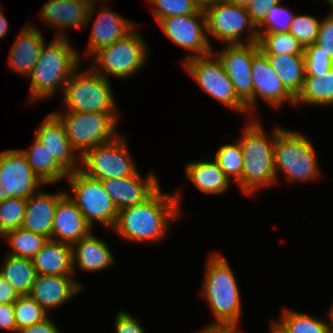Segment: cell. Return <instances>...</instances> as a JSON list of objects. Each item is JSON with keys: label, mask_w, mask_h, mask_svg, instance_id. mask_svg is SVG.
<instances>
[{"label": "cell", "mask_w": 333, "mask_h": 333, "mask_svg": "<svg viewBox=\"0 0 333 333\" xmlns=\"http://www.w3.org/2000/svg\"><path fill=\"white\" fill-rule=\"evenodd\" d=\"M311 141L297 131L277 126L274 141V166L290 182L313 181L320 177L317 155Z\"/></svg>", "instance_id": "cell-5"}, {"label": "cell", "mask_w": 333, "mask_h": 333, "mask_svg": "<svg viewBox=\"0 0 333 333\" xmlns=\"http://www.w3.org/2000/svg\"><path fill=\"white\" fill-rule=\"evenodd\" d=\"M17 333H61L49 316L41 322L18 330Z\"/></svg>", "instance_id": "cell-46"}, {"label": "cell", "mask_w": 333, "mask_h": 333, "mask_svg": "<svg viewBox=\"0 0 333 333\" xmlns=\"http://www.w3.org/2000/svg\"><path fill=\"white\" fill-rule=\"evenodd\" d=\"M329 5L330 7L332 8L331 10V14H333V0H325Z\"/></svg>", "instance_id": "cell-54"}, {"label": "cell", "mask_w": 333, "mask_h": 333, "mask_svg": "<svg viewBox=\"0 0 333 333\" xmlns=\"http://www.w3.org/2000/svg\"><path fill=\"white\" fill-rule=\"evenodd\" d=\"M83 1L88 2L90 5H93V4H95L96 2H98L97 0H83Z\"/></svg>", "instance_id": "cell-55"}, {"label": "cell", "mask_w": 333, "mask_h": 333, "mask_svg": "<svg viewBox=\"0 0 333 333\" xmlns=\"http://www.w3.org/2000/svg\"><path fill=\"white\" fill-rule=\"evenodd\" d=\"M278 321L272 323L282 333H328L327 321L314 316L285 309Z\"/></svg>", "instance_id": "cell-32"}, {"label": "cell", "mask_w": 333, "mask_h": 333, "mask_svg": "<svg viewBox=\"0 0 333 333\" xmlns=\"http://www.w3.org/2000/svg\"><path fill=\"white\" fill-rule=\"evenodd\" d=\"M160 28L176 45L192 51L185 60L205 56L213 52L207 36L206 16L204 10L199 9L191 15L171 16L158 22ZM194 53V54H193Z\"/></svg>", "instance_id": "cell-14"}, {"label": "cell", "mask_w": 333, "mask_h": 333, "mask_svg": "<svg viewBox=\"0 0 333 333\" xmlns=\"http://www.w3.org/2000/svg\"><path fill=\"white\" fill-rule=\"evenodd\" d=\"M258 119L253 116L243 129V135L238 138L244 159L242 191L246 195H252L258 189L275 184L278 178L274 166L277 128H274L271 137L268 138Z\"/></svg>", "instance_id": "cell-3"}, {"label": "cell", "mask_w": 333, "mask_h": 333, "mask_svg": "<svg viewBox=\"0 0 333 333\" xmlns=\"http://www.w3.org/2000/svg\"><path fill=\"white\" fill-rule=\"evenodd\" d=\"M185 171L187 178L205 194H224L232 183L213 159L192 161Z\"/></svg>", "instance_id": "cell-27"}, {"label": "cell", "mask_w": 333, "mask_h": 333, "mask_svg": "<svg viewBox=\"0 0 333 333\" xmlns=\"http://www.w3.org/2000/svg\"><path fill=\"white\" fill-rule=\"evenodd\" d=\"M54 114L63 123L71 146L80 157L119 135L116 133L119 113L64 111Z\"/></svg>", "instance_id": "cell-7"}, {"label": "cell", "mask_w": 333, "mask_h": 333, "mask_svg": "<svg viewBox=\"0 0 333 333\" xmlns=\"http://www.w3.org/2000/svg\"><path fill=\"white\" fill-rule=\"evenodd\" d=\"M198 333H243L238 325H210L203 327Z\"/></svg>", "instance_id": "cell-48"}, {"label": "cell", "mask_w": 333, "mask_h": 333, "mask_svg": "<svg viewBox=\"0 0 333 333\" xmlns=\"http://www.w3.org/2000/svg\"><path fill=\"white\" fill-rule=\"evenodd\" d=\"M95 6L83 0H48L38 16L53 29H58L54 37L66 38V28L81 29L93 21Z\"/></svg>", "instance_id": "cell-16"}, {"label": "cell", "mask_w": 333, "mask_h": 333, "mask_svg": "<svg viewBox=\"0 0 333 333\" xmlns=\"http://www.w3.org/2000/svg\"><path fill=\"white\" fill-rule=\"evenodd\" d=\"M92 233L72 245L73 274L76 273L75 266L85 272H98L108 269L116 262L106 242Z\"/></svg>", "instance_id": "cell-25"}, {"label": "cell", "mask_w": 333, "mask_h": 333, "mask_svg": "<svg viewBox=\"0 0 333 333\" xmlns=\"http://www.w3.org/2000/svg\"><path fill=\"white\" fill-rule=\"evenodd\" d=\"M157 23L166 17L191 15L199 9L192 0H148Z\"/></svg>", "instance_id": "cell-39"}, {"label": "cell", "mask_w": 333, "mask_h": 333, "mask_svg": "<svg viewBox=\"0 0 333 333\" xmlns=\"http://www.w3.org/2000/svg\"><path fill=\"white\" fill-rule=\"evenodd\" d=\"M202 296L216 318L210 325H238L242 315L241 295L234 272L221 253L206 262Z\"/></svg>", "instance_id": "cell-4"}, {"label": "cell", "mask_w": 333, "mask_h": 333, "mask_svg": "<svg viewBox=\"0 0 333 333\" xmlns=\"http://www.w3.org/2000/svg\"><path fill=\"white\" fill-rule=\"evenodd\" d=\"M282 0H249L245 6L256 28L263 22L267 13Z\"/></svg>", "instance_id": "cell-43"}, {"label": "cell", "mask_w": 333, "mask_h": 333, "mask_svg": "<svg viewBox=\"0 0 333 333\" xmlns=\"http://www.w3.org/2000/svg\"><path fill=\"white\" fill-rule=\"evenodd\" d=\"M281 1L274 5L267 13L263 22L257 27V32H288L294 13L290 9L280 5Z\"/></svg>", "instance_id": "cell-40"}, {"label": "cell", "mask_w": 333, "mask_h": 333, "mask_svg": "<svg viewBox=\"0 0 333 333\" xmlns=\"http://www.w3.org/2000/svg\"><path fill=\"white\" fill-rule=\"evenodd\" d=\"M43 121L36 129L35 138L67 173L79 170L80 156L74 153L76 151L71 146L63 123L54 113H50Z\"/></svg>", "instance_id": "cell-19"}, {"label": "cell", "mask_w": 333, "mask_h": 333, "mask_svg": "<svg viewBox=\"0 0 333 333\" xmlns=\"http://www.w3.org/2000/svg\"><path fill=\"white\" fill-rule=\"evenodd\" d=\"M101 8L92 24L90 40L85 52L86 56L93 55L100 48L125 38L137 27L129 19L120 16L106 6Z\"/></svg>", "instance_id": "cell-22"}, {"label": "cell", "mask_w": 333, "mask_h": 333, "mask_svg": "<svg viewBox=\"0 0 333 333\" xmlns=\"http://www.w3.org/2000/svg\"><path fill=\"white\" fill-rule=\"evenodd\" d=\"M180 194L163 193L160 186L144 202L120 210L112 230L136 244L162 241L171 221L182 215Z\"/></svg>", "instance_id": "cell-1"}, {"label": "cell", "mask_w": 333, "mask_h": 333, "mask_svg": "<svg viewBox=\"0 0 333 333\" xmlns=\"http://www.w3.org/2000/svg\"><path fill=\"white\" fill-rule=\"evenodd\" d=\"M304 58L305 76H319V74L326 73L333 67V61L316 43L305 47Z\"/></svg>", "instance_id": "cell-41"}, {"label": "cell", "mask_w": 333, "mask_h": 333, "mask_svg": "<svg viewBox=\"0 0 333 333\" xmlns=\"http://www.w3.org/2000/svg\"><path fill=\"white\" fill-rule=\"evenodd\" d=\"M42 35L44 34L32 22L25 24V27L21 29L12 43L8 68L27 78L38 60L42 46L46 42Z\"/></svg>", "instance_id": "cell-23"}, {"label": "cell", "mask_w": 333, "mask_h": 333, "mask_svg": "<svg viewBox=\"0 0 333 333\" xmlns=\"http://www.w3.org/2000/svg\"><path fill=\"white\" fill-rule=\"evenodd\" d=\"M27 199L10 197L0 201V234L22 226Z\"/></svg>", "instance_id": "cell-37"}, {"label": "cell", "mask_w": 333, "mask_h": 333, "mask_svg": "<svg viewBox=\"0 0 333 333\" xmlns=\"http://www.w3.org/2000/svg\"><path fill=\"white\" fill-rule=\"evenodd\" d=\"M0 266V275L13 287L19 296L28 295L37 277L31 259L7 253Z\"/></svg>", "instance_id": "cell-29"}, {"label": "cell", "mask_w": 333, "mask_h": 333, "mask_svg": "<svg viewBox=\"0 0 333 333\" xmlns=\"http://www.w3.org/2000/svg\"><path fill=\"white\" fill-rule=\"evenodd\" d=\"M78 206L65 193L55 209L51 240L73 245L93 230Z\"/></svg>", "instance_id": "cell-21"}, {"label": "cell", "mask_w": 333, "mask_h": 333, "mask_svg": "<svg viewBox=\"0 0 333 333\" xmlns=\"http://www.w3.org/2000/svg\"><path fill=\"white\" fill-rule=\"evenodd\" d=\"M299 104L333 105V67L319 76H305L302 90L295 98L294 106Z\"/></svg>", "instance_id": "cell-31"}, {"label": "cell", "mask_w": 333, "mask_h": 333, "mask_svg": "<svg viewBox=\"0 0 333 333\" xmlns=\"http://www.w3.org/2000/svg\"><path fill=\"white\" fill-rule=\"evenodd\" d=\"M134 29L125 38L105 46L92 56L91 68L103 78L112 75L119 79H126L138 73L144 67L148 57L146 40Z\"/></svg>", "instance_id": "cell-8"}, {"label": "cell", "mask_w": 333, "mask_h": 333, "mask_svg": "<svg viewBox=\"0 0 333 333\" xmlns=\"http://www.w3.org/2000/svg\"><path fill=\"white\" fill-rule=\"evenodd\" d=\"M207 36L210 35L225 45L248 44L258 41L256 26L252 23L245 6L225 0H217L204 10ZM248 32L246 38L242 34ZM243 40V41H242Z\"/></svg>", "instance_id": "cell-11"}, {"label": "cell", "mask_w": 333, "mask_h": 333, "mask_svg": "<svg viewBox=\"0 0 333 333\" xmlns=\"http://www.w3.org/2000/svg\"><path fill=\"white\" fill-rule=\"evenodd\" d=\"M213 159L218 163L220 169L225 176L230 180H234L242 189V168H243V153L237 139L234 144L221 145ZM233 176V178H232Z\"/></svg>", "instance_id": "cell-35"}, {"label": "cell", "mask_w": 333, "mask_h": 333, "mask_svg": "<svg viewBox=\"0 0 333 333\" xmlns=\"http://www.w3.org/2000/svg\"><path fill=\"white\" fill-rule=\"evenodd\" d=\"M316 44L321 46V50L333 61V14L327 15L321 20Z\"/></svg>", "instance_id": "cell-42"}, {"label": "cell", "mask_w": 333, "mask_h": 333, "mask_svg": "<svg viewBox=\"0 0 333 333\" xmlns=\"http://www.w3.org/2000/svg\"><path fill=\"white\" fill-rule=\"evenodd\" d=\"M65 194L37 191L27 199L22 228L51 239L52 224L58 200Z\"/></svg>", "instance_id": "cell-24"}, {"label": "cell", "mask_w": 333, "mask_h": 333, "mask_svg": "<svg viewBox=\"0 0 333 333\" xmlns=\"http://www.w3.org/2000/svg\"><path fill=\"white\" fill-rule=\"evenodd\" d=\"M271 329L270 333H282L273 323H271Z\"/></svg>", "instance_id": "cell-53"}, {"label": "cell", "mask_w": 333, "mask_h": 333, "mask_svg": "<svg viewBox=\"0 0 333 333\" xmlns=\"http://www.w3.org/2000/svg\"><path fill=\"white\" fill-rule=\"evenodd\" d=\"M36 273L53 276H74L72 246L48 239L32 259Z\"/></svg>", "instance_id": "cell-26"}, {"label": "cell", "mask_w": 333, "mask_h": 333, "mask_svg": "<svg viewBox=\"0 0 333 333\" xmlns=\"http://www.w3.org/2000/svg\"><path fill=\"white\" fill-rule=\"evenodd\" d=\"M52 40L48 46L44 43L28 76L31 81L30 101L53 97L58 88L63 91L68 79L81 62L79 51L74 49L67 37H54Z\"/></svg>", "instance_id": "cell-2"}, {"label": "cell", "mask_w": 333, "mask_h": 333, "mask_svg": "<svg viewBox=\"0 0 333 333\" xmlns=\"http://www.w3.org/2000/svg\"><path fill=\"white\" fill-rule=\"evenodd\" d=\"M45 184L33 172L21 149L0 153V201L17 197L28 199Z\"/></svg>", "instance_id": "cell-13"}, {"label": "cell", "mask_w": 333, "mask_h": 333, "mask_svg": "<svg viewBox=\"0 0 333 333\" xmlns=\"http://www.w3.org/2000/svg\"><path fill=\"white\" fill-rule=\"evenodd\" d=\"M259 50L257 42L226 45L213 53L221 61L227 76L233 84L237 96L246 104L247 113L253 112V79L251 64Z\"/></svg>", "instance_id": "cell-15"}, {"label": "cell", "mask_w": 333, "mask_h": 333, "mask_svg": "<svg viewBox=\"0 0 333 333\" xmlns=\"http://www.w3.org/2000/svg\"><path fill=\"white\" fill-rule=\"evenodd\" d=\"M0 328L17 333L13 304H0Z\"/></svg>", "instance_id": "cell-45"}, {"label": "cell", "mask_w": 333, "mask_h": 333, "mask_svg": "<svg viewBox=\"0 0 333 333\" xmlns=\"http://www.w3.org/2000/svg\"><path fill=\"white\" fill-rule=\"evenodd\" d=\"M115 333H146L140 320L135 319L127 311H117L115 318Z\"/></svg>", "instance_id": "cell-44"}, {"label": "cell", "mask_w": 333, "mask_h": 333, "mask_svg": "<svg viewBox=\"0 0 333 333\" xmlns=\"http://www.w3.org/2000/svg\"><path fill=\"white\" fill-rule=\"evenodd\" d=\"M321 20L310 14L294 15L289 32L304 46L316 42Z\"/></svg>", "instance_id": "cell-38"}, {"label": "cell", "mask_w": 333, "mask_h": 333, "mask_svg": "<svg viewBox=\"0 0 333 333\" xmlns=\"http://www.w3.org/2000/svg\"><path fill=\"white\" fill-rule=\"evenodd\" d=\"M109 79L103 78L91 67L72 73L64 86L66 111L117 113L116 102Z\"/></svg>", "instance_id": "cell-6"}, {"label": "cell", "mask_w": 333, "mask_h": 333, "mask_svg": "<svg viewBox=\"0 0 333 333\" xmlns=\"http://www.w3.org/2000/svg\"><path fill=\"white\" fill-rule=\"evenodd\" d=\"M102 183L118 212L144 202L160 187L154 171L146 178L137 172L135 175L104 179Z\"/></svg>", "instance_id": "cell-18"}, {"label": "cell", "mask_w": 333, "mask_h": 333, "mask_svg": "<svg viewBox=\"0 0 333 333\" xmlns=\"http://www.w3.org/2000/svg\"><path fill=\"white\" fill-rule=\"evenodd\" d=\"M257 33V43L264 54L304 55V46L289 31Z\"/></svg>", "instance_id": "cell-34"}, {"label": "cell", "mask_w": 333, "mask_h": 333, "mask_svg": "<svg viewBox=\"0 0 333 333\" xmlns=\"http://www.w3.org/2000/svg\"><path fill=\"white\" fill-rule=\"evenodd\" d=\"M327 315L330 319V322L327 323V330H328V333H333V304L330 306V309H329Z\"/></svg>", "instance_id": "cell-51"}, {"label": "cell", "mask_w": 333, "mask_h": 333, "mask_svg": "<svg viewBox=\"0 0 333 333\" xmlns=\"http://www.w3.org/2000/svg\"><path fill=\"white\" fill-rule=\"evenodd\" d=\"M18 297L13 287L0 275V304H13Z\"/></svg>", "instance_id": "cell-47"}, {"label": "cell", "mask_w": 333, "mask_h": 333, "mask_svg": "<svg viewBox=\"0 0 333 333\" xmlns=\"http://www.w3.org/2000/svg\"><path fill=\"white\" fill-rule=\"evenodd\" d=\"M9 29V23L5 15L0 10V39L4 38L7 35Z\"/></svg>", "instance_id": "cell-49"}, {"label": "cell", "mask_w": 333, "mask_h": 333, "mask_svg": "<svg viewBox=\"0 0 333 333\" xmlns=\"http://www.w3.org/2000/svg\"><path fill=\"white\" fill-rule=\"evenodd\" d=\"M38 178L45 184L65 180L68 173L56 162L49 151L36 138L29 149L21 150Z\"/></svg>", "instance_id": "cell-30"}, {"label": "cell", "mask_w": 333, "mask_h": 333, "mask_svg": "<svg viewBox=\"0 0 333 333\" xmlns=\"http://www.w3.org/2000/svg\"><path fill=\"white\" fill-rule=\"evenodd\" d=\"M253 79V111L257 99L260 98L266 104L279 108L288 102L294 106L295 98L285 89L275 70L269 64L266 54L260 49L254 54L251 64Z\"/></svg>", "instance_id": "cell-17"}, {"label": "cell", "mask_w": 333, "mask_h": 333, "mask_svg": "<svg viewBox=\"0 0 333 333\" xmlns=\"http://www.w3.org/2000/svg\"><path fill=\"white\" fill-rule=\"evenodd\" d=\"M217 0H192L198 9L205 10Z\"/></svg>", "instance_id": "cell-50"}, {"label": "cell", "mask_w": 333, "mask_h": 333, "mask_svg": "<svg viewBox=\"0 0 333 333\" xmlns=\"http://www.w3.org/2000/svg\"><path fill=\"white\" fill-rule=\"evenodd\" d=\"M66 180L73 192L72 195L68 192L66 194L78 206L91 228L97 221L113 229L118 211L102 181L90 178L80 170L68 173Z\"/></svg>", "instance_id": "cell-9"}, {"label": "cell", "mask_w": 333, "mask_h": 333, "mask_svg": "<svg viewBox=\"0 0 333 333\" xmlns=\"http://www.w3.org/2000/svg\"><path fill=\"white\" fill-rule=\"evenodd\" d=\"M225 1L240 6H246L249 2V0H225Z\"/></svg>", "instance_id": "cell-52"}, {"label": "cell", "mask_w": 333, "mask_h": 333, "mask_svg": "<svg viewBox=\"0 0 333 333\" xmlns=\"http://www.w3.org/2000/svg\"><path fill=\"white\" fill-rule=\"evenodd\" d=\"M2 238H5L10 244L11 249L8 254L31 260L48 241L47 237L22 227L6 232Z\"/></svg>", "instance_id": "cell-33"}, {"label": "cell", "mask_w": 333, "mask_h": 333, "mask_svg": "<svg viewBox=\"0 0 333 333\" xmlns=\"http://www.w3.org/2000/svg\"><path fill=\"white\" fill-rule=\"evenodd\" d=\"M82 288L73 276L38 274L28 295L48 313L67 303Z\"/></svg>", "instance_id": "cell-20"}, {"label": "cell", "mask_w": 333, "mask_h": 333, "mask_svg": "<svg viewBox=\"0 0 333 333\" xmlns=\"http://www.w3.org/2000/svg\"><path fill=\"white\" fill-rule=\"evenodd\" d=\"M285 89L296 98L303 87L306 71L304 55L266 54Z\"/></svg>", "instance_id": "cell-28"}, {"label": "cell", "mask_w": 333, "mask_h": 333, "mask_svg": "<svg viewBox=\"0 0 333 333\" xmlns=\"http://www.w3.org/2000/svg\"><path fill=\"white\" fill-rule=\"evenodd\" d=\"M126 142L124 135H118L110 142L87 150L80 157L79 170L86 176L100 181L135 175L138 169Z\"/></svg>", "instance_id": "cell-12"}, {"label": "cell", "mask_w": 333, "mask_h": 333, "mask_svg": "<svg viewBox=\"0 0 333 333\" xmlns=\"http://www.w3.org/2000/svg\"><path fill=\"white\" fill-rule=\"evenodd\" d=\"M182 65L193 81L209 96L233 111L247 114L246 104L237 96L221 61L213 52L187 59Z\"/></svg>", "instance_id": "cell-10"}, {"label": "cell", "mask_w": 333, "mask_h": 333, "mask_svg": "<svg viewBox=\"0 0 333 333\" xmlns=\"http://www.w3.org/2000/svg\"><path fill=\"white\" fill-rule=\"evenodd\" d=\"M13 307L17 332L19 329L41 322L49 316L29 295L19 296L13 303Z\"/></svg>", "instance_id": "cell-36"}]
</instances>
